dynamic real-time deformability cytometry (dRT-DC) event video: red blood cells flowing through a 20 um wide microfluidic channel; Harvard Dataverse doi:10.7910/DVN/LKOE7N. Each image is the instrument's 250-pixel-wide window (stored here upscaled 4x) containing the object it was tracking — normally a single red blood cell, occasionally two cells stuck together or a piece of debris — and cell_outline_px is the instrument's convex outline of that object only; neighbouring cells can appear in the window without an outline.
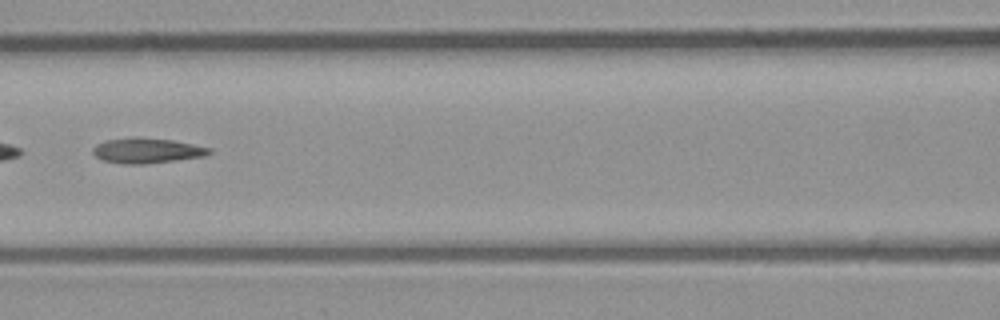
{"species": "common noctule bat (a hibernating species)", "species_latin": "Nyctalus noctula", "temperature_condition": "room temperature", "stored_images_in_passage": 4, "camera_frame_rate_fps": 3000, "um_per_image_px": 0.085, "animal": {"sex": "male", "body_mass_g": 23.1, "forearm_length_mm": 52.7}, "frame": {"image": 1, "passage_image": 4, "time_ms": 1.0, "image_size_px": [1000, 320], "cell_outline_px": [[212, 152], [204, 156], [144, 164], [124, 164], [104, 160], [96, 156], [92, 152], [92, 148], [96, 144], [104, 140], [132, 136], [140, 136], [172, 140], [212, 148]], "centroid_in_image_um": [12.45, 12.77], "position_along_channel_um": 154.1, "area_um2": 17.22}}